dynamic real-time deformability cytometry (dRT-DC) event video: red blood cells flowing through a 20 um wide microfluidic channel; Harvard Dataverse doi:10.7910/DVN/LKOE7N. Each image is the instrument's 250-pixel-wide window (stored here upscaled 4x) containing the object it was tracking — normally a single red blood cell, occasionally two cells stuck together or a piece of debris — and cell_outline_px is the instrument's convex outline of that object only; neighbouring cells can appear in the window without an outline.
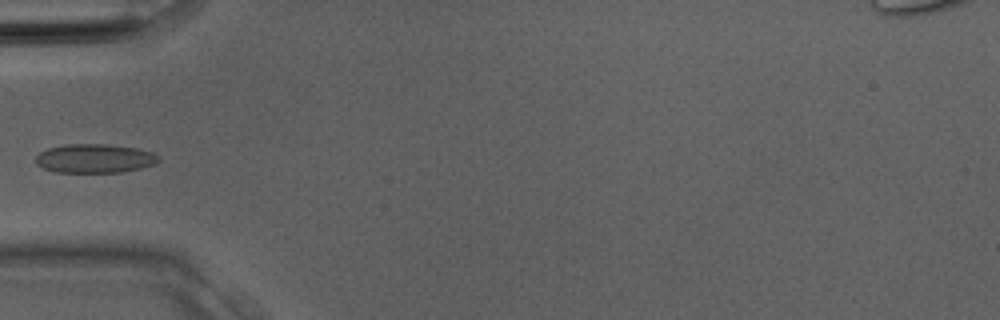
{"species": "Egyptian fruit bat (a non-hibernating species)", "species_latin": "Rousettus aegyptiacus", "temperature_condition": "room temperature", "stored_images_in_passage": 4, "camera_frame_rate_fps": 3000, "um_per_image_px": 0.085, "animal": {"sex": "male"}, "frame": {"image": 1, "passage_image": 4, "time_ms": 1.0, "image_size_px": [1000, 320], "cell_outline_px": [[160, 160], [152, 164], [140, 168], [120, 172], [56, 172], [44, 168], [36, 164], [36, 156], [40, 152], [48, 148], [68, 144], [108, 144], [136, 148], [152, 152], [160, 156]], "centroid_in_image_um": [8.04, 13.46], "position_along_channel_um": 77.0, "area_um2": 20.58}}